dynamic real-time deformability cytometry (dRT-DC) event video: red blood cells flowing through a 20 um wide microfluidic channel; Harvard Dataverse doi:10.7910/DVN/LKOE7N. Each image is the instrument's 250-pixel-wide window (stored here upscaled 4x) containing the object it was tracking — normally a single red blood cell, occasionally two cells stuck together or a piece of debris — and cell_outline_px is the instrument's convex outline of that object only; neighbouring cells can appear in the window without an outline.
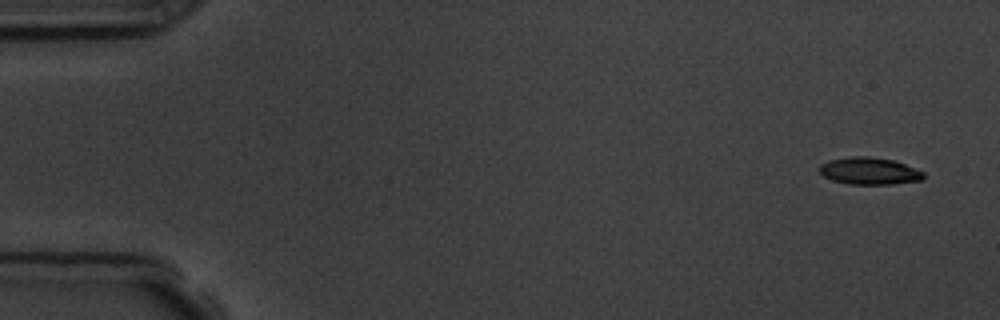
{"species": "common noctule bat (a hibernating species)", "species_latin": "Nyctalus noctula", "temperature_condition": "room temperature", "stored_images_in_passage": 4, "camera_frame_rate_fps": 3000, "um_per_image_px": 0.085, "animal": {"sex": "male", "body_mass_g": 19.5, "forearm_length_mm": 54.6}, "frame": {"image": 1, "passage_image": 1, "time_ms": 0.0, "image_size_px": [1000, 320], "cell_outline_px": [[924, 180], [892, 184], [848, 184], [832, 180], [824, 176], [816, 168], [820, 164], [828, 160], [848, 156], [868, 156], [892, 160], [904, 164], [924, 172]], "centroid_in_image_um": [73.85, 14.53], "position_along_channel_um": 11.1, "area_um2": 16.59}}
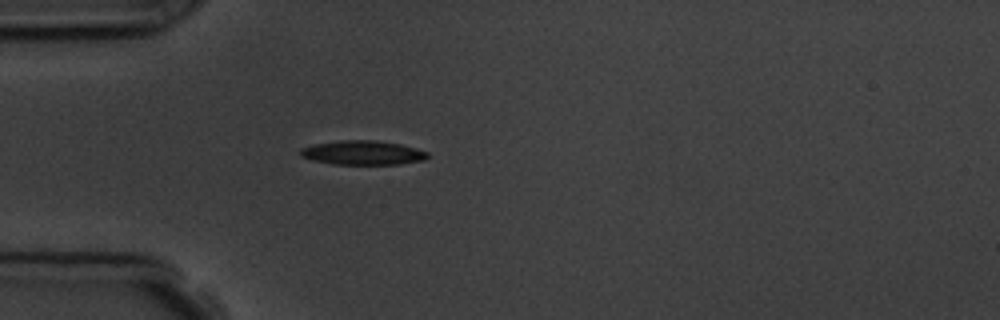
{"frame": {"image": 2, "passage_image": 4, "time_ms": 4.333, "image_size_px": [1000, 320], "cell_outline_px": [[428, 156], [424, 160], [400, 164], [332, 164], [312, 160], [300, 156], [300, 148], [312, 144], [340, 140], [376, 140], [400, 144], [416, 148], [428, 152]], "centroid_in_image_um": [30.8, 12.98], "position_along_channel_um": 54.2, "area_um2": 18.03}}